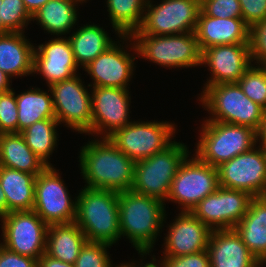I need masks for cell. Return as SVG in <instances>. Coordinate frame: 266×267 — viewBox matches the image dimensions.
<instances>
[{
    "label": "cell",
    "mask_w": 266,
    "mask_h": 267,
    "mask_svg": "<svg viewBox=\"0 0 266 267\" xmlns=\"http://www.w3.org/2000/svg\"><path fill=\"white\" fill-rule=\"evenodd\" d=\"M79 166L86 188L114 192L131 190L135 162L108 138L97 137L80 147Z\"/></svg>",
    "instance_id": "1"
},
{
    "label": "cell",
    "mask_w": 266,
    "mask_h": 267,
    "mask_svg": "<svg viewBox=\"0 0 266 267\" xmlns=\"http://www.w3.org/2000/svg\"><path fill=\"white\" fill-rule=\"evenodd\" d=\"M118 205L120 237L129 240L140 258L150 255L166 223V204L128 190L118 193Z\"/></svg>",
    "instance_id": "2"
},
{
    "label": "cell",
    "mask_w": 266,
    "mask_h": 267,
    "mask_svg": "<svg viewBox=\"0 0 266 267\" xmlns=\"http://www.w3.org/2000/svg\"><path fill=\"white\" fill-rule=\"evenodd\" d=\"M76 197L75 223L87 241L115 245L121 239L118 192L83 187Z\"/></svg>",
    "instance_id": "3"
},
{
    "label": "cell",
    "mask_w": 266,
    "mask_h": 267,
    "mask_svg": "<svg viewBox=\"0 0 266 267\" xmlns=\"http://www.w3.org/2000/svg\"><path fill=\"white\" fill-rule=\"evenodd\" d=\"M203 88L198 101L210 115L205 120L248 126L255 131L259 129L265 109L248 98L238 83Z\"/></svg>",
    "instance_id": "4"
},
{
    "label": "cell",
    "mask_w": 266,
    "mask_h": 267,
    "mask_svg": "<svg viewBox=\"0 0 266 267\" xmlns=\"http://www.w3.org/2000/svg\"><path fill=\"white\" fill-rule=\"evenodd\" d=\"M195 155L213 167L257 146L256 131L248 126L204 120Z\"/></svg>",
    "instance_id": "5"
},
{
    "label": "cell",
    "mask_w": 266,
    "mask_h": 267,
    "mask_svg": "<svg viewBox=\"0 0 266 267\" xmlns=\"http://www.w3.org/2000/svg\"><path fill=\"white\" fill-rule=\"evenodd\" d=\"M188 148L183 142L174 140L163 151L135 162L131 190L165 203L173 178L181 163L191 154Z\"/></svg>",
    "instance_id": "6"
},
{
    "label": "cell",
    "mask_w": 266,
    "mask_h": 267,
    "mask_svg": "<svg viewBox=\"0 0 266 267\" xmlns=\"http://www.w3.org/2000/svg\"><path fill=\"white\" fill-rule=\"evenodd\" d=\"M138 58L166 68L201 66V51L194 32L174 35H146L138 29L131 34Z\"/></svg>",
    "instance_id": "7"
},
{
    "label": "cell",
    "mask_w": 266,
    "mask_h": 267,
    "mask_svg": "<svg viewBox=\"0 0 266 267\" xmlns=\"http://www.w3.org/2000/svg\"><path fill=\"white\" fill-rule=\"evenodd\" d=\"M175 123L169 121H132L107 138L134 162L163 151L176 137ZM175 135V136H174Z\"/></svg>",
    "instance_id": "8"
},
{
    "label": "cell",
    "mask_w": 266,
    "mask_h": 267,
    "mask_svg": "<svg viewBox=\"0 0 266 267\" xmlns=\"http://www.w3.org/2000/svg\"><path fill=\"white\" fill-rule=\"evenodd\" d=\"M187 156L173 178L166 202L178 203L180 211L191 210L219 187L218 169L201 161L195 154Z\"/></svg>",
    "instance_id": "9"
},
{
    "label": "cell",
    "mask_w": 266,
    "mask_h": 267,
    "mask_svg": "<svg viewBox=\"0 0 266 267\" xmlns=\"http://www.w3.org/2000/svg\"><path fill=\"white\" fill-rule=\"evenodd\" d=\"M55 118L73 132L92 135L91 94L79 74L49 86Z\"/></svg>",
    "instance_id": "10"
},
{
    "label": "cell",
    "mask_w": 266,
    "mask_h": 267,
    "mask_svg": "<svg viewBox=\"0 0 266 267\" xmlns=\"http://www.w3.org/2000/svg\"><path fill=\"white\" fill-rule=\"evenodd\" d=\"M147 0L138 30L146 35H174L194 32L201 10V0H161L153 5Z\"/></svg>",
    "instance_id": "11"
},
{
    "label": "cell",
    "mask_w": 266,
    "mask_h": 267,
    "mask_svg": "<svg viewBox=\"0 0 266 267\" xmlns=\"http://www.w3.org/2000/svg\"><path fill=\"white\" fill-rule=\"evenodd\" d=\"M120 39V41L117 40L118 42L116 41L83 68L92 79V84L89 83L87 87L129 89L128 85L130 86L129 82L134 75L133 73L136 67L134 61L136 57H138V54H136L138 52L131 35H121ZM128 42L130 44H128ZM128 48H130V52L132 51L131 49H133V54L127 51ZM134 55H136V57Z\"/></svg>",
    "instance_id": "12"
},
{
    "label": "cell",
    "mask_w": 266,
    "mask_h": 267,
    "mask_svg": "<svg viewBox=\"0 0 266 267\" xmlns=\"http://www.w3.org/2000/svg\"><path fill=\"white\" fill-rule=\"evenodd\" d=\"M59 170L47 166L35 178L33 210L50 224L75 222L77 197L72 200Z\"/></svg>",
    "instance_id": "13"
},
{
    "label": "cell",
    "mask_w": 266,
    "mask_h": 267,
    "mask_svg": "<svg viewBox=\"0 0 266 267\" xmlns=\"http://www.w3.org/2000/svg\"><path fill=\"white\" fill-rule=\"evenodd\" d=\"M0 219L2 245L8 250L36 260L46 252L49 225L34 210L10 212Z\"/></svg>",
    "instance_id": "14"
},
{
    "label": "cell",
    "mask_w": 266,
    "mask_h": 267,
    "mask_svg": "<svg viewBox=\"0 0 266 267\" xmlns=\"http://www.w3.org/2000/svg\"><path fill=\"white\" fill-rule=\"evenodd\" d=\"M219 186L266 196V150L254 146L217 167Z\"/></svg>",
    "instance_id": "15"
},
{
    "label": "cell",
    "mask_w": 266,
    "mask_h": 267,
    "mask_svg": "<svg viewBox=\"0 0 266 267\" xmlns=\"http://www.w3.org/2000/svg\"><path fill=\"white\" fill-rule=\"evenodd\" d=\"M253 198L248 192L219 186L200 201L191 213L212 231L234 229L247 213Z\"/></svg>",
    "instance_id": "16"
},
{
    "label": "cell",
    "mask_w": 266,
    "mask_h": 267,
    "mask_svg": "<svg viewBox=\"0 0 266 267\" xmlns=\"http://www.w3.org/2000/svg\"><path fill=\"white\" fill-rule=\"evenodd\" d=\"M90 92L93 138H102V135L107 138L133 121L129 115L132 103L129 89L92 87Z\"/></svg>",
    "instance_id": "17"
},
{
    "label": "cell",
    "mask_w": 266,
    "mask_h": 267,
    "mask_svg": "<svg viewBox=\"0 0 266 267\" xmlns=\"http://www.w3.org/2000/svg\"><path fill=\"white\" fill-rule=\"evenodd\" d=\"M209 67L211 77L204 86L238 83L252 65L250 44H228L201 51V66Z\"/></svg>",
    "instance_id": "18"
},
{
    "label": "cell",
    "mask_w": 266,
    "mask_h": 267,
    "mask_svg": "<svg viewBox=\"0 0 266 267\" xmlns=\"http://www.w3.org/2000/svg\"><path fill=\"white\" fill-rule=\"evenodd\" d=\"M78 68L68 37L57 36L35 46L33 73L41 75L48 87L72 78Z\"/></svg>",
    "instance_id": "19"
},
{
    "label": "cell",
    "mask_w": 266,
    "mask_h": 267,
    "mask_svg": "<svg viewBox=\"0 0 266 267\" xmlns=\"http://www.w3.org/2000/svg\"><path fill=\"white\" fill-rule=\"evenodd\" d=\"M167 224L163 256H184L207 250L210 230L189 211H181Z\"/></svg>",
    "instance_id": "20"
},
{
    "label": "cell",
    "mask_w": 266,
    "mask_h": 267,
    "mask_svg": "<svg viewBox=\"0 0 266 267\" xmlns=\"http://www.w3.org/2000/svg\"><path fill=\"white\" fill-rule=\"evenodd\" d=\"M194 33L200 51L218 45L250 44V27L242 18H215L202 10Z\"/></svg>",
    "instance_id": "21"
},
{
    "label": "cell",
    "mask_w": 266,
    "mask_h": 267,
    "mask_svg": "<svg viewBox=\"0 0 266 267\" xmlns=\"http://www.w3.org/2000/svg\"><path fill=\"white\" fill-rule=\"evenodd\" d=\"M207 250L211 267H259L235 229L211 231Z\"/></svg>",
    "instance_id": "22"
},
{
    "label": "cell",
    "mask_w": 266,
    "mask_h": 267,
    "mask_svg": "<svg viewBox=\"0 0 266 267\" xmlns=\"http://www.w3.org/2000/svg\"><path fill=\"white\" fill-rule=\"evenodd\" d=\"M23 32L0 33V70L11 79L34 75L35 46Z\"/></svg>",
    "instance_id": "23"
},
{
    "label": "cell",
    "mask_w": 266,
    "mask_h": 267,
    "mask_svg": "<svg viewBox=\"0 0 266 267\" xmlns=\"http://www.w3.org/2000/svg\"><path fill=\"white\" fill-rule=\"evenodd\" d=\"M234 229L259 261L266 259V196L252 199L247 213Z\"/></svg>",
    "instance_id": "24"
},
{
    "label": "cell",
    "mask_w": 266,
    "mask_h": 267,
    "mask_svg": "<svg viewBox=\"0 0 266 267\" xmlns=\"http://www.w3.org/2000/svg\"><path fill=\"white\" fill-rule=\"evenodd\" d=\"M86 242L85 234L75 222L50 224L45 253L54 259L74 265Z\"/></svg>",
    "instance_id": "25"
},
{
    "label": "cell",
    "mask_w": 266,
    "mask_h": 267,
    "mask_svg": "<svg viewBox=\"0 0 266 267\" xmlns=\"http://www.w3.org/2000/svg\"><path fill=\"white\" fill-rule=\"evenodd\" d=\"M35 174L0 166V186L7 200V214L33 210Z\"/></svg>",
    "instance_id": "26"
},
{
    "label": "cell",
    "mask_w": 266,
    "mask_h": 267,
    "mask_svg": "<svg viewBox=\"0 0 266 267\" xmlns=\"http://www.w3.org/2000/svg\"><path fill=\"white\" fill-rule=\"evenodd\" d=\"M79 3L83 2L80 0H50L32 16V21H37L36 24L53 36L71 34L73 27L78 26Z\"/></svg>",
    "instance_id": "27"
},
{
    "label": "cell",
    "mask_w": 266,
    "mask_h": 267,
    "mask_svg": "<svg viewBox=\"0 0 266 267\" xmlns=\"http://www.w3.org/2000/svg\"><path fill=\"white\" fill-rule=\"evenodd\" d=\"M0 166L40 174L47 165L28 147L21 133L0 134Z\"/></svg>",
    "instance_id": "28"
},
{
    "label": "cell",
    "mask_w": 266,
    "mask_h": 267,
    "mask_svg": "<svg viewBox=\"0 0 266 267\" xmlns=\"http://www.w3.org/2000/svg\"><path fill=\"white\" fill-rule=\"evenodd\" d=\"M95 23L81 26L68 37L75 61L80 69L85 68L97 56L107 50L116 41L108 32ZM82 66V67H81Z\"/></svg>",
    "instance_id": "29"
},
{
    "label": "cell",
    "mask_w": 266,
    "mask_h": 267,
    "mask_svg": "<svg viewBox=\"0 0 266 267\" xmlns=\"http://www.w3.org/2000/svg\"><path fill=\"white\" fill-rule=\"evenodd\" d=\"M47 91L32 87L16 95L19 133L35 122L56 119L50 88Z\"/></svg>",
    "instance_id": "30"
},
{
    "label": "cell",
    "mask_w": 266,
    "mask_h": 267,
    "mask_svg": "<svg viewBox=\"0 0 266 267\" xmlns=\"http://www.w3.org/2000/svg\"><path fill=\"white\" fill-rule=\"evenodd\" d=\"M147 0H107L109 21L120 38L121 35H131L143 21Z\"/></svg>",
    "instance_id": "31"
},
{
    "label": "cell",
    "mask_w": 266,
    "mask_h": 267,
    "mask_svg": "<svg viewBox=\"0 0 266 267\" xmlns=\"http://www.w3.org/2000/svg\"><path fill=\"white\" fill-rule=\"evenodd\" d=\"M59 125L57 119H44L20 132L28 147L47 166H53L48 159L58 146L57 126Z\"/></svg>",
    "instance_id": "32"
},
{
    "label": "cell",
    "mask_w": 266,
    "mask_h": 267,
    "mask_svg": "<svg viewBox=\"0 0 266 267\" xmlns=\"http://www.w3.org/2000/svg\"><path fill=\"white\" fill-rule=\"evenodd\" d=\"M238 84L248 98L266 110V74L260 65L252 63Z\"/></svg>",
    "instance_id": "33"
},
{
    "label": "cell",
    "mask_w": 266,
    "mask_h": 267,
    "mask_svg": "<svg viewBox=\"0 0 266 267\" xmlns=\"http://www.w3.org/2000/svg\"><path fill=\"white\" fill-rule=\"evenodd\" d=\"M32 16L23 0H2V33L23 32L31 23Z\"/></svg>",
    "instance_id": "34"
},
{
    "label": "cell",
    "mask_w": 266,
    "mask_h": 267,
    "mask_svg": "<svg viewBox=\"0 0 266 267\" xmlns=\"http://www.w3.org/2000/svg\"><path fill=\"white\" fill-rule=\"evenodd\" d=\"M111 245L97 242H86L82 247L78 258L76 259L75 267H116L110 259L109 251Z\"/></svg>",
    "instance_id": "35"
},
{
    "label": "cell",
    "mask_w": 266,
    "mask_h": 267,
    "mask_svg": "<svg viewBox=\"0 0 266 267\" xmlns=\"http://www.w3.org/2000/svg\"><path fill=\"white\" fill-rule=\"evenodd\" d=\"M13 89L0 93V134L18 133V109Z\"/></svg>",
    "instance_id": "36"
},
{
    "label": "cell",
    "mask_w": 266,
    "mask_h": 267,
    "mask_svg": "<svg viewBox=\"0 0 266 267\" xmlns=\"http://www.w3.org/2000/svg\"><path fill=\"white\" fill-rule=\"evenodd\" d=\"M201 10L215 18H242L239 0H201Z\"/></svg>",
    "instance_id": "37"
},
{
    "label": "cell",
    "mask_w": 266,
    "mask_h": 267,
    "mask_svg": "<svg viewBox=\"0 0 266 267\" xmlns=\"http://www.w3.org/2000/svg\"><path fill=\"white\" fill-rule=\"evenodd\" d=\"M250 51L255 65L266 61V19L250 28Z\"/></svg>",
    "instance_id": "38"
},
{
    "label": "cell",
    "mask_w": 266,
    "mask_h": 267,
    "mask_svg": "<svg viewBox=\"0 0 266 267\" xmlns=\"http://www.w3.org/2000/svg\"><path fill=\"white\" fill-rule=\"evenodd\" d=\"M166 267H211L208 250L184 256H162Z\"/></svg>",
    "instance_id": "39"
},
{
    "label": "cell",
    "mask_w": 266,
    "mask_h": 267,
    "mask_svg": "<svg viewBox=\"0 0 266 267\" xmlns=\"http://www.w3.org/2000/svg\"><path fill=\"white\" fill-rule=\"evenodd\" d=\"M242 19L251 28L266 19V0H239Z\"/></svg>",
    "instance_id": "40"
},
{
    "label": "cell",
    "mask_w": 266,
    "mask_h": 267,
    "mask_svg": "<svg viewBox=\"0 0 266 267\" xmlns=\"http://www.w3.org/2000/svg\"><path fill=\"white\" fill-rule=\"evenodd\" d=\"M0 267H38V260L0 248Z\"/></svg>",
    "instance_id": "41"
},
{
    "label": "cell",
    "mask_w": 266,
    "mask_h": 267,
    "mask_svg": "<svg viewBox=\"0 0 266 267\" xmlns=\"http://www.w3.org/2000/svg\"><path fill=\"white\" fill-rule=\"evenodd\" d=\"M38 267H75L73 264L54 259L44 253L38 260Z\"/></svg>",
    "instance_id": "42"
},
{
    "label": "cell",
    "mask_w": 266,
    "mask_h": 267,
    "mask_svg": "<svg viewBox=\"0 0 266 267\" xmlns=\"http://www.w3.org/2000/svg\"><path fill=\"white\" fill-rule=\"evenodd\" d=\"M156 261H158V264L156 263ZM135 262L136 261H134V259H133V261H131V263H129V262L128 263H120L121 264L120 266L121 267H166V264H165L163 257H160V259L157 260L154 255L152 256V260L150 262L147 261V263H145V264L143 263L144 262L143 259H141L140 262H137L138 265Z\"/></svg>",
    "instance_id": "43"
},
{
    "label": "cell",
    "mask_w": 266,
    "mask_h": 267,
    "mask_svg": "<svg viewBox=\"0 0 266 267\" xmlns=\"http://www.w3.org/2000/svg\"><path fill=\"white\" fill-rule=\"evenodd\" d=\"M50 0H23L26 10L33 16L42 6Z\"/></svg>",
    "instance_id": "44"
},
{
    "label": "cell",
    "mask_w": 266,
    "mask_h": 267,
    "mask_svg": "<svg viewBox=\"0 0 266 267\" xmlns=\"http://www.w3.org/2000/svg\"><path fill=\"white\" fill-rule=\"evenodd\" d=\"M257 144L266 150V110L259 129L256 131ZM259 142V143H258Z\"/></svg>",
    "instance_id": "45"
},
{
    "label": "cell",
    "mask_w": 266,
    "mask_h": 267,
    "mask_svg": "<svg viewBox=\"0 0 266 267\" xmlns=\"http://www.w3.org/2000/svg\"><path fill=\"white\" fill-rule=\"evenodd\" d=\"M11 85L12 79L5 72L0 70V93L11 90Z\"/></svg>",
    "instance_id": "46"
},
{
    "label": "cell",
    "mask_w": 266,
    "mask_h": 267,
    "mask_svg": "<svg viewBox=\"0 0 266 267\" xmlns=\"http://www.w3.org/2000/svg\"><path fill=\"white\" fill-rule=\"evenodd\" d=\"M7 215V200L2 187L0 186V218Z\"/></svg>",
    "instance_id": "47"
},
{
    "label": "cell",
    "mask_w": 266,
    "mask_h": 267,
    "mask_svg": "<svg viewBox=\"0 0 266 267\" xmlns=\"http://www.w3.org/2000/svg\"><path fill=\"white\" fill-rule=\"evenodd\" d=\"M0 33H2V0H0Z\"/></svg>",
    "instance_id": "48"
},
{
    "label": "cell",
    "mask_w": 266,
    "mask_h": 267,
    "mask_svg": "<svg viewBox=\"0 0 266 267\" xmlns=\"http://www.w3.org/2000/svg\"><path fill=\"white\" fill-rule=\"evenodd\" d=\"M261 68L265 71V74H266V61L262 62L260 64Z\"/></svg>",
    "instance_id": "49"
},
{
    "label": "cell",
    "mask_w": 266,
    "mask_h": 267,
    "mask_svg": "<svg viewBox=\"0 0 266 267\" xmlns=\"http://www.w3.org/2000/svg\"><path fill=\"white\" fill-rule=\"evenodd\" d=\"M265 264H266V259L263 260V261H260V262H259V267H260V266L262 267V266L265 265Z\"/></svg>",
    "instance_id": "50"
}]
</instances>
